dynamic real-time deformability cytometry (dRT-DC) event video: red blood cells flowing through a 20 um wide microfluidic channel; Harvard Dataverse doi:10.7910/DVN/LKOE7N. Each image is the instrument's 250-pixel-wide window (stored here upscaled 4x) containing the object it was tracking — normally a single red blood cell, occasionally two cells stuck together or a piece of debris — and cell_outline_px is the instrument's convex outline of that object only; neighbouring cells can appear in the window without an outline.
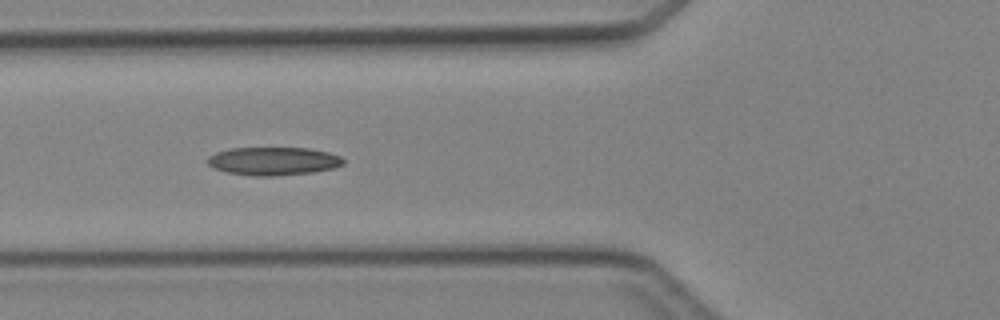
{"species": "Egyptian fruit bat (a non-hibernating species)", "species_latin": "Rousettus aegyptiacus", "temperature_condition": "cold", "stored_images_in_passage": 5, "camera_frame_rate_fps": 3000, "um_per_image_px": 0.085, "animal": {"sex": "female"}, "frame": {"image": 1, "passage_image": 5, "time_ms": 4.667, "image_size_px": [1000, 320], "cell_outline_px": [[344, 164], [332, 168], [312, 172], [276, 176], [256, 176], [228, 172], [212, 168], [208, 164], [208, 156], [216, 152], [232, 148], [308, 148], [328, 152], [340, 156], [344, 160]], "centroid_in_image_um": [23.23, 13.69], "position_along_channel_um": 102.6, "area_um2": 22.2}}